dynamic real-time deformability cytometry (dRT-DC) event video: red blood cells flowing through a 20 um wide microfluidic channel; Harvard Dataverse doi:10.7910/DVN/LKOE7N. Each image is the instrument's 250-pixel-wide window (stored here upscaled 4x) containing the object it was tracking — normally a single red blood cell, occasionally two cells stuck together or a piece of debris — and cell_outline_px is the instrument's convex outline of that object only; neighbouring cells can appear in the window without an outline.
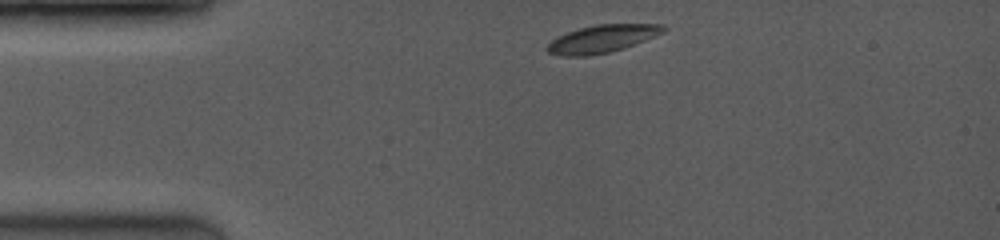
{"species": "common noctule bat (a hibernating species)", "species_latin": "Nyctalus noctula", "temperature_condition": "room temperature", "stored_images_in_passage": 27, "camera_frame_rate_fps": 3500, "um_per_image_px": 0.085, "animal": {"sex": "female", "body_mass_g": 19.0, "forearm_length_mm": 53.3}, "frame": {"image": 1, "passage_image": 1, "time_ms": 0.0, "image_size_px": [1000, 240], "cell_outline_px": [[668, 28], [664, 32], [656, 36], [624, 48], [608, 52], [588, 56], [560, 56], [548, 52], [544, 48], [552, 40], [568, 32], [580, 28], [596, 24], [660, 24]], "centroid_in_image_um": [51.19, 3.3], "position_along_channel_um": 33.8, "area_um2": 18.67}}
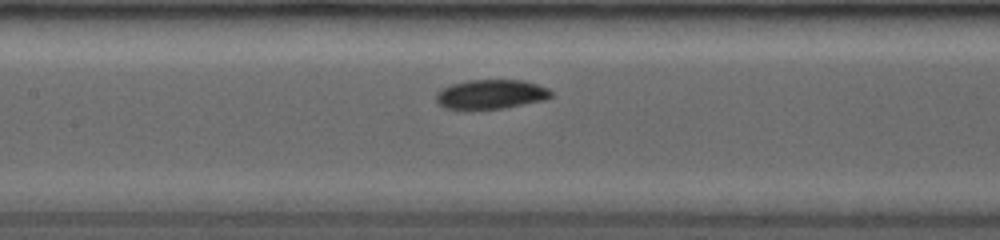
{"frame": {"image": 2, "passage_image": 11, "time_ms": 4.286, "image_size_px": [1000, 240], "cell_outline_px": [[552, 96], [544, 100], [504, 108], [472, 112], [444, 108], [436, 104], [436, 92], [452, 84], [464, 80], [524, 80], [548, 88], [552, 92]], "centroid_in_image_um": [41.66, 8.05], "position_along_channel_um": 165.7, "area_um2": 20.4}}
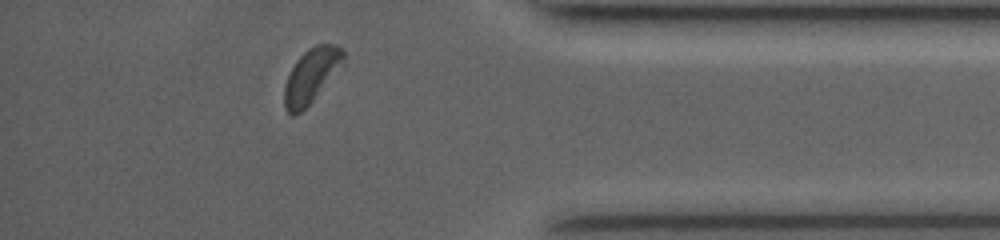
{"frame": {"image": 3, "passage_image": 25, "time_ms": 10.571, "image_size_px": [1000, 240], "cell_outline_px": [[344, 64], [312, 100], [296, 116], [292, 116], [284, 108], [284, 88], [288, 76], [296, 60], [308, 48], [316, 44], [336, 44], [344, 52]], "centroid_in_image_um": [26.45, 6.42], "position_along_channel_um": 408.7, "area_um2": 18.5}, "authors_computed_cell_mechanics": {"area_um2": 19.652, "velocity_mm_per_s": 4.0635, "shape_relaxation_time_tau1_ms": 3.6985, "shape_relaxation_time_tau2_ms": null, "deformation_change_tau1": 0.0821, "deformation_change_tau2": null}}